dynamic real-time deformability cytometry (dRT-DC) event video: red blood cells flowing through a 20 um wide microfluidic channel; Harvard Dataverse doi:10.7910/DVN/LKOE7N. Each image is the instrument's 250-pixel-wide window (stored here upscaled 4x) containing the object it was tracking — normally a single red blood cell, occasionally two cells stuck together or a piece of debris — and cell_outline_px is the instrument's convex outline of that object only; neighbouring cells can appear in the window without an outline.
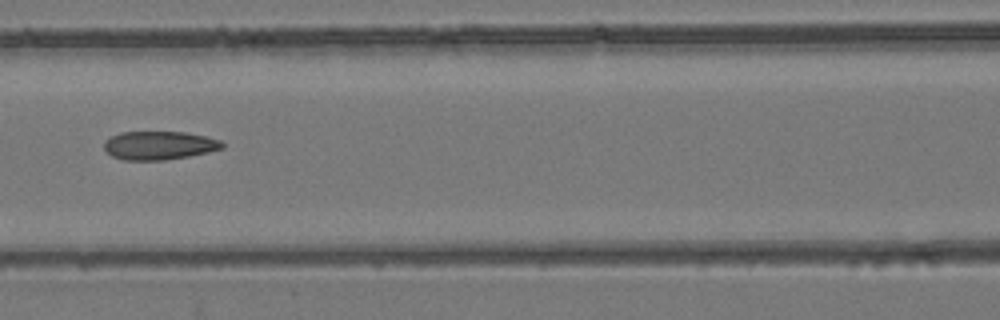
{"species": "common noctule bat (a hibernating species)", "species_latin": "Nyctalus noctula", "temperature_condition": "room temperature", "stored_images_in_passage": 7, "camera_frame_rate_fps": 3000, "um_per_image_px": 0.085, "animal": {"sex": "female", "body_mass_g": 24.6, "forearm_length_mm": 56.2}, "frame": {"image": 1, "passage_image": 7, "time_ms": 6.667, "image_size_px": [1000, 320], "cell_outline_px": [[224, 148], [208, 152], [188, 156], [164, 160], [124, 160], [112, 156], [104, 148], [104, 140], [120, 132], [184, 132], [204, 136], [220, 140], [224, 144]], "centroid_in_image_um": [13.52, 12.36], "position_along_channel_um": 153.1, "area_um2": 19.54}}